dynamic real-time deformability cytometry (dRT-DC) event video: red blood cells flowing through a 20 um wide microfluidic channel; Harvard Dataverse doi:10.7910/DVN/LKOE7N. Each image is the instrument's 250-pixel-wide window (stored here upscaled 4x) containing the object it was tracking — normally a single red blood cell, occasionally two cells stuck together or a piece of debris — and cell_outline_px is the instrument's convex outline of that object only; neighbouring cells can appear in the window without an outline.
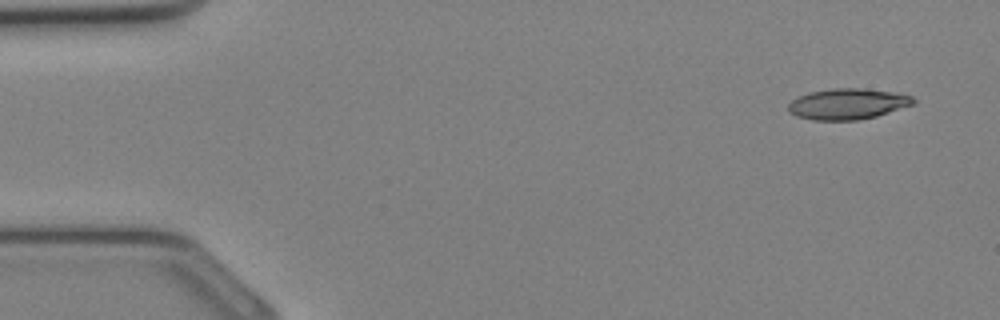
{"species": "Egyptian fruit bat (a non-hibernating species)", "species_latin": "Rousettus aegyptiacus", "temperature_condition": "cold", "stored_images_in_passage": 7, "camera_frame_rate_fps": 3000, "um_per_image_px": 0.085, "animal": {"sex": "female"}, "frame": {"image": 1, "passage_image": 1, "time_ms": 0.0, "image_size_px": [1000, 320], "cell_outline_px": [[916, 104], [876, 116], [856, 120], [812, 120], [796, 116], [788, 112], [788, 104], [792, 100], [808, 92], [832, 88], [864, 88], [892, 92], [912, 96], [916, 100]], "centroid_in_image_um": [72.05, 8.83], "position_along_channel_um": 13.0, "area_um2": 22.6}}